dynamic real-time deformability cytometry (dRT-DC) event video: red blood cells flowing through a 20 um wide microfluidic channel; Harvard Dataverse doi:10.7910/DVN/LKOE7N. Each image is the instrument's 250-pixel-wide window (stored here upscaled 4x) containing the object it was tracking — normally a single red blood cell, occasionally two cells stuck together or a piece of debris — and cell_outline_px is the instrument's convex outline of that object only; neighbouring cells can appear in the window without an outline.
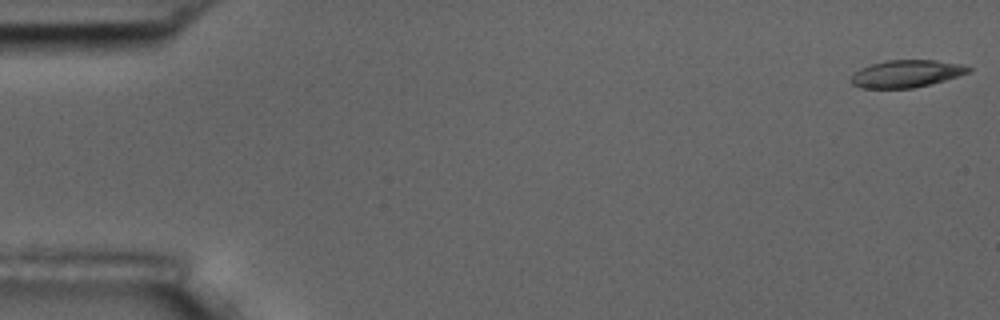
{"species": "common noctule bat (a hibernating species)", "species_latin": "Nyctalus noctula", "temperature_condition": "room temperature", "stored_images_in_passage": 56, "camera_frame_rate_fps": 3000, "um_per_image_px": 0.085, "animal": {"sex": "male", "body_mass_g": 17.5, "forearm_length_mm": 52.3}, "frame": {"image": 1, "passage_image": 1, "time_ms": 0.0, "image_size_px": [1000, 320], "cell_outline_px": [[972, 68], [968, 72], [944, 80], [912, 88], [860, 88], [852, 84], [852, 72], [860, 68], [872, 64], [888, 60], [936, 60], [964, 64]], "centroid_in_image_um": [77.02, 6.25], "position_along_channel_um": 8.0, "area_um2": 18.55}}
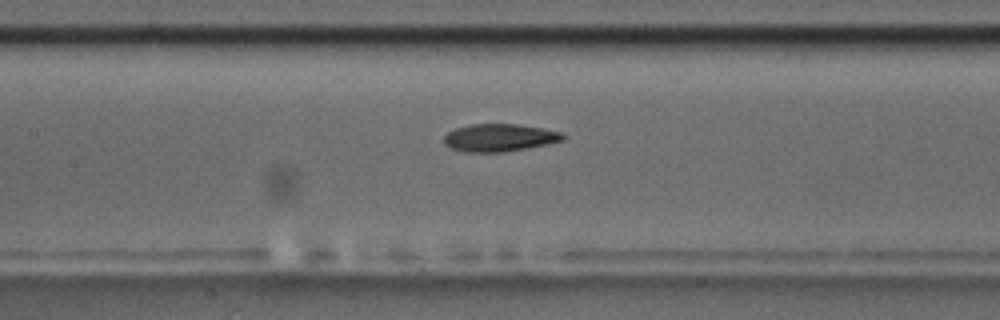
{"frame": {"image": 2, "passage_image": 26, "time_ms": 8.333, "image_size_px": [1000, 320], "cell_outline_px": [[564, 140], [548, 144], [528, 148], [504, 152], [464, 152], [448, 148], [444, 144], [444, 136], [448, 132], [456, 128], [468, 124], [516, 124], [564, 132]], "centroid_in_image_um": [42.43, 11.71], "position_along_channel_um": 165.0, "area_um2": 19.31}}
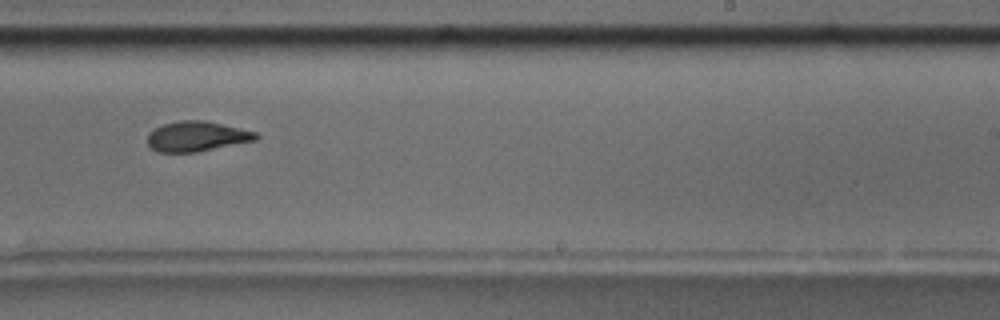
{"frame": {"image": 3, "passage_image": 35, "time_ms": 11.333, "image_size_px": [1000, 320], "cell_outline_px": [[260, 136], [256, 140], [196, 152], [160, 152], [152, 148], [148, 144], [148, 132], [164, 124], [180, 120], [204, 120], [256, 132]], "centroid_in_image_um": [16.72, 11.59], "position_along_channel_um": 272.3, "area_um2": 18.79}, "authors_computed_cell_mechanics": {"area_um2": 19.3919, "velocity_mm_per_s": 3.5947, "shape_relaxation_time_tau1_ms": 4.3305, "shape_relaxation_time_tau2_ms": 3.908, "deformation_change_tau1": 0.1599, "deformation_change_tau2": 0.1218}}